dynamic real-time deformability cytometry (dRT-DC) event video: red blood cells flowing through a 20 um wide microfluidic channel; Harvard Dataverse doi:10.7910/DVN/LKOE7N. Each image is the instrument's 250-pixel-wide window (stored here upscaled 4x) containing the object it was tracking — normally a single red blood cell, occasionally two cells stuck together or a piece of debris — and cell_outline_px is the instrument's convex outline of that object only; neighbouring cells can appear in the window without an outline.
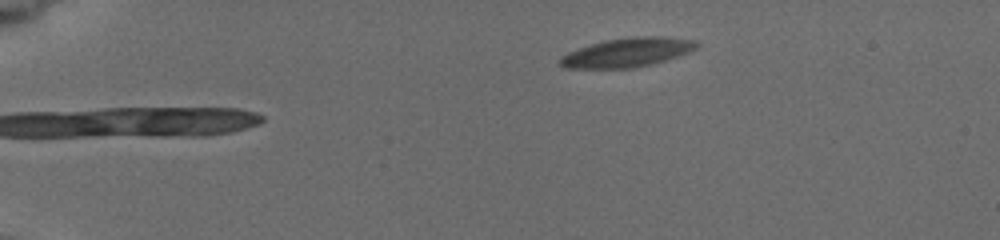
{"species": "common noctule bat (a hibernating species)", "species_latin": "Nyctalus noctula", "temperature_condition": "cold", "stored_images_in_passage": 8, "camera_frame_rate_fps": 3000, "um_per_image_px": 0.085, "animal": {"sex": "female", "body_mass_g": 19.5, "forearm_length_mm": 54.1}, "frame": {"image": 1, "passage_image": 8, "time_ms": 7.0, "image_size_px": [1000, 240], "cell_outline_px": [[700, 44], [696, 48], [688, 52], [652, 64], [632, 68], [564, 68], [560, 64], [560, 56], [568, 52], [592, 44], [608, 40], [632, 36], [664, 36], [696, 40]], "centroid_in_image_um": [53.34, 4.45], "position_along_channel_um": 31.7, "area_um2": 22.95}}